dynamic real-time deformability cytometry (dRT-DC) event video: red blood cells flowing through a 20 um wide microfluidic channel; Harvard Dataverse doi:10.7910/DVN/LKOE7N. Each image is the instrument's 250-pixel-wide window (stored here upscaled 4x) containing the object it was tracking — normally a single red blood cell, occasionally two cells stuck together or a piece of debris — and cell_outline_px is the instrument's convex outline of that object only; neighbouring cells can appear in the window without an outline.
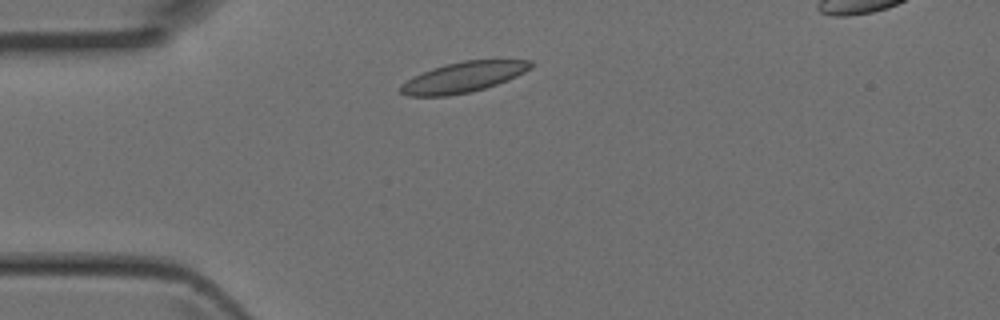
{"species": "Egyptian fruit bat (a non-hibernating species)", "species_latin": "Rousettus aegyptiacus", "temperature_condition": "room temperature", "stored_images_in_passage": 2, "camera_frame_rate_fps": 3000, "um_per_image_px": 0.085, "animal": {"sex": "female"}, "frame": {"image": 1, "passage_image": 2, "time_ms": 0.333, "image_size_px": [1000, 320], "cell_outline_px": [[532, 68], [508, 80], [484, 88], [468, 92], [448, 96], [408, 96], [400, 92], [396, 88], [400, 84], [412, 76], [432, 68], [464, 60], [532, 60]], "centroid_in_image_um": [39.32, 6.56], "position_along_channel_um": 45.7, "area_um2": 23.06}}